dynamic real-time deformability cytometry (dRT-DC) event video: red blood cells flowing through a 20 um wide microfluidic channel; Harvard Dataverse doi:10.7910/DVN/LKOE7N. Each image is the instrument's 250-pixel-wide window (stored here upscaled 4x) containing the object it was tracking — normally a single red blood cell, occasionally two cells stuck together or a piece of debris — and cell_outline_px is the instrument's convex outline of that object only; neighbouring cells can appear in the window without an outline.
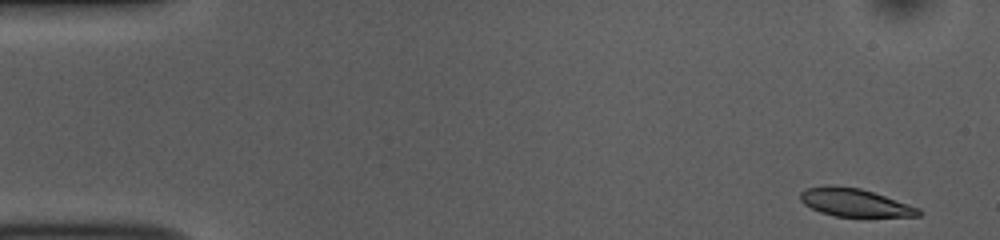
{"species": "common noctule bat (a hibernating species)", "species_latin": "Nyctalus noctula", "temperature_condition": "room temperature", "stored_images_in_passage": 50, "camera_frame_rate_fps": 3000, "um_per_image_px": 0.085, "animal": {"sex": "female", "body_mass_g": 10.0, "forearm_length_mm": 53.1}, "frame": {"image": 1, "passage_image": 1, "time_ms": 0.0, "image_size_px": [1000, 240], "cell_outline_px": [[924, 212], [920, 216], [836, 216], [820, 212], [804, 204], [800, 200], [800, 192], [808, 188], [824, 184], [828, 184], [860, 188], [920, 208]], "centroid_in_image_um": [72.63, 17.2], "position_along_channel_um": 12.4, "area_um2": 19.19}}
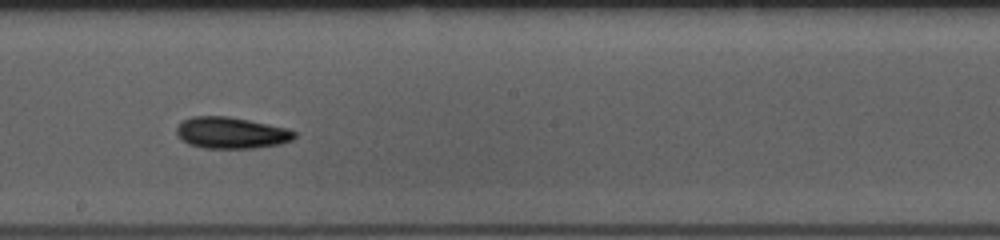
{"frame": {"image": 2, "passage_image": 27, "time_ms": 8.667, "image_size_px": [1000, 240], "cell_outline_px": [[296, 136], [292, 140], [280, 144], [252, 148], [204, 148], [188, 144], [180, 140], [176, 132], [176, 128], [184, 120], [192, 116], [228, 116], [288, 128], [296, 132]], "centroid_in_image_um": [19.64, 11.29], "position_along_channel_um": 228.6, "area_um2": 21.62}}
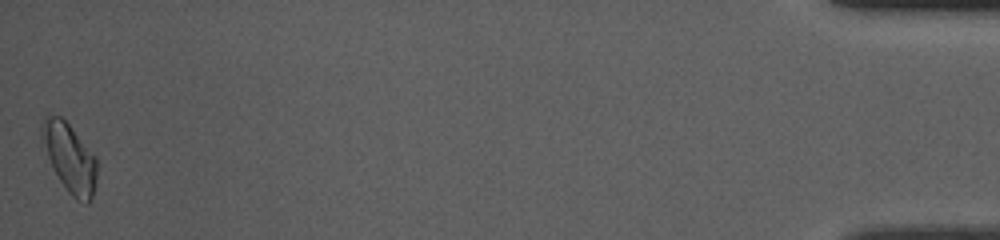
{"frame": {"image": 3, "passage_image": 50, "time_ms": 16.333, "image_size_px": [1000, 240], "cell_outline_px": [[96, 180], [92, 196], [88, 204], [76, 200], [68, 192], [60, 180], [48, 156], [40, 136], [40, 124], [48, 112], [60, 116], [68, 124], [96, 156]], "centroid_in_image_um": [5.9, 13.37], "position_along_channel_um": 429.3, "area_um2": 21.85}, "authors_computed_cell_mechanics": {"area_um2": 20.6057, "velocity_mm_per_s": 3.8238, "shape_relaxation_time_tau1_ms": 3.5969, "shape_relaxation_time_tau2_ms": 8.6159, "deformation_change_tau1": 0.1052, "deformation_change_tau2": 0.1506}}